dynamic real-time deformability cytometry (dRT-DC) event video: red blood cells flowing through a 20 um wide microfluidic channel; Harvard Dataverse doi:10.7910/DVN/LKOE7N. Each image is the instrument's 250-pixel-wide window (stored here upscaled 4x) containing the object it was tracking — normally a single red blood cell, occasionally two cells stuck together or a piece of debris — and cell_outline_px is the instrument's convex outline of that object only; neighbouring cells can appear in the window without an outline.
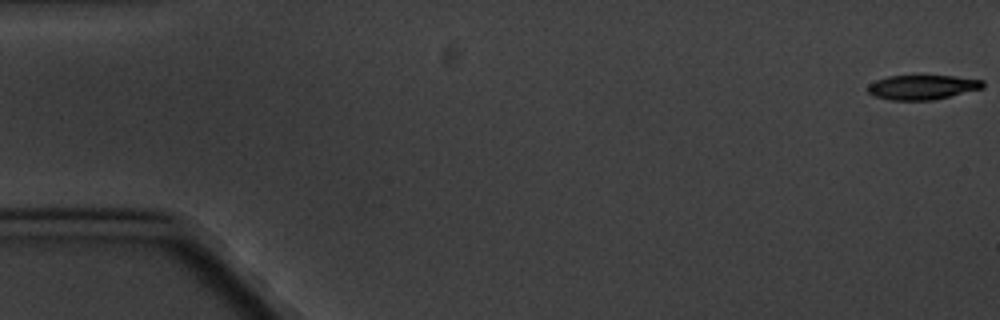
{"species": "common noctule bat (a hibernating species)", "species_latin": "Nyctalus noctula", "temperature_condition": "cold", "stored_images_in_passage": 7, "camera_frame_rate_fps": 3000, "um_per_image_px": 0.085, "animal": {"sex": "male", "body_mass_g": 20.1, "forearm_length_mm": 53.5}, "frame": {"image": 1, "passage_image": 1, "time_ms": 0.0, "image_size_px": [1000, 320], "cell_outline_px": [[984, 88], [932, 100], [888, 100], [876, 96], [868, 92], [868, 84], [876, 80], [888, 76], [956, 76], [984, 80]], "centroid_in_image_um": [78.41, 7.41], "position_along_channel_um": 6.6, "area_um2": 16.42}}